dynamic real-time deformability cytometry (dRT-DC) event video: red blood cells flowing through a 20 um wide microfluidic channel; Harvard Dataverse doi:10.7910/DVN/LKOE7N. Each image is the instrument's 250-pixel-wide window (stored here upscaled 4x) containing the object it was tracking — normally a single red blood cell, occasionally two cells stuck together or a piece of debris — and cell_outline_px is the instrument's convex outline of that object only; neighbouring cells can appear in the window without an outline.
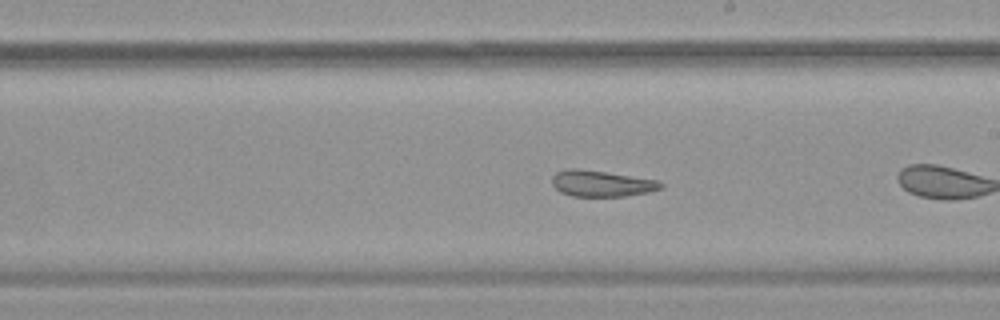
{"species": "common noctule bat (a hibernating species)", "species_latin": "Nyctalus noctula", "temperature_condition": "warm", "stored_images_in_passage": 22, "camera_frame_rate_fps": 3000, "um_per_image_px": 0.085, "animal": {"sex": "female", "body_mass_g": 19.9}, "frame": {"image": 1, "passage_image": 10, "time_ms": 3.0, "image_size_px": [1000, 320], "cell_outline_px": [[664, 188], [648, 192], [624, 196], [572, 196], [560, 192], [552, 184], [552, 176], [556, 172], [568, 168], [576, 168], [660, 180], [664, 184]], "centroid_in_image_um": [51.14, 15.6], "position_along_channel_um": 237.9, "area_um2": 16.59}, "authors_computed_cell_mechanics": {"area_um2": 17.1955, "velocity_mm_per_s": 3.7536, "shape_relaxation_time_tau1_ms": null, "shape_relaxation_time_tau2_ms": 0.8641, "deformation_change_tau1": null, "deformation_change_tau2": 0.0747}}